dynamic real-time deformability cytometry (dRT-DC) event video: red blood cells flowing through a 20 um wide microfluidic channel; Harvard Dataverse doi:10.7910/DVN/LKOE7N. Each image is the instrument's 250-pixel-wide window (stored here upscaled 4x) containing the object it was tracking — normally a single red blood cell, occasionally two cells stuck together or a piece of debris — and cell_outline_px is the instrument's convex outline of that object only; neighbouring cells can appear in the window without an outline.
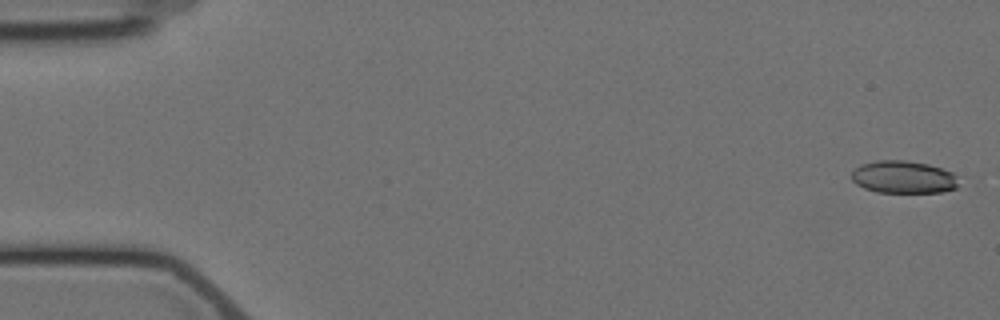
{"species": "Egyptian fruit bat (a non-hibernating species)", "species_latin": "Rousettus aegyptiacus", "temperature_condition": "cold", "stored_images_in_passage": 4, "camera_frame_rate_fps": 3000, "um_per_image_px": 0.085, "animal": {"sex": "female"}, "frame": {"image": 1, "passage_image": 1, "time_ms": 0.0, "image_size_px": [1000, 320], "cell_outline_px": [[956, 188], [940, 192], [876, 192], [864, 188], [856, 184], [852, 180], [852, 172], [860, 164], [876, 160], [904, 160], [928, 164], [952, 172], [956, 176]], "centroid_in_image_um": [76.75, 15.04], "position_along_channel_um": 8.3, "area_um2": 20.17}}
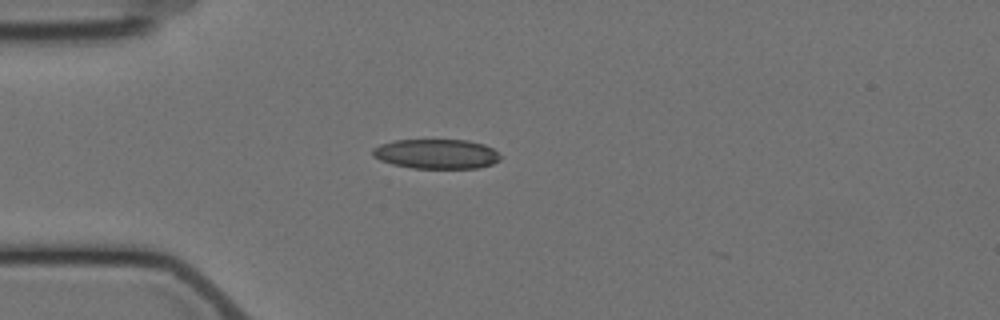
{"frame": {"image": 2, "passage_image": 4, "time_ms": 4.667, "image_size_px": [1000, 320], "cell_outline_px": [[500, 160], [492, 164], [480, 168], [412, 168], [392, 164], [380, 160], [372, 156], [372, 148], [380, 144], [396, 140], [468, 140], [484, 144], [492, 148], [500, 156]], "centroid_in_image_um": [37.08, 13.08], "position_along_channel_um": 47.9, "area_um2": 22.14}}